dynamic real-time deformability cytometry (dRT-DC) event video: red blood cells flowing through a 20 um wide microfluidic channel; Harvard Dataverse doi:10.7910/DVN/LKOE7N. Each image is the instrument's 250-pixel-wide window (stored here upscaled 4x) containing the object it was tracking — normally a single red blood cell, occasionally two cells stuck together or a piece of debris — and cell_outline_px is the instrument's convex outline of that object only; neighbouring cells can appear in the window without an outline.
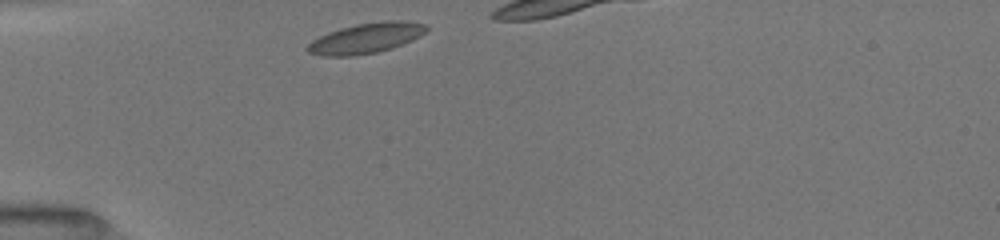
{"species": "common noctule bat (a hibernating species)", "species_latin": "Nyctalus noctula", "temperature_condition": "room temperature", "stored_images_in_passage": 9, "camera_frame_rate_fps": 3000, "um_per_image_px": 0.085, "animal": {"sex": "female", "body_mass_g": 19.5, "forearm_length_mm": 54.1}, "frame": {"image": 1, "passage_image": 1, "time_ms": 0.0, "image_size_px": [1000, 240], "cell_outline_px": [[428, 28], [420, 36], [412, 40], [392, 48], [376, 52], [352, 56], [324, 56], [308, 52], [304, 48], [312, 40], [328, 32], [340, 28], [356, 24], [384, 20], [404, 20], [428, 24]], "centroid_in_image_um": [31.12, 3.23], "position_along_channel_um": 53.9, "area_um2": 21.1}}
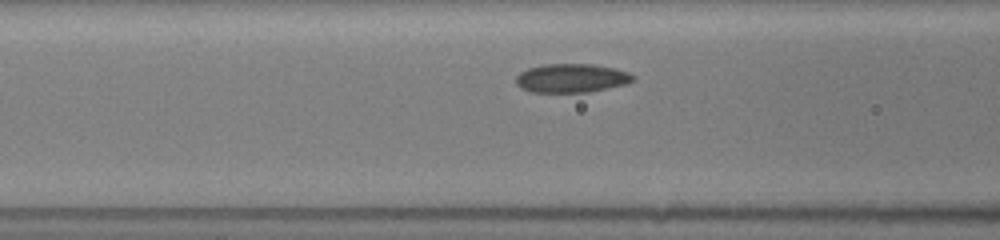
{"frame": {"image": 2, "passage_image": 7, "time_ms": 2.0, "image_size_px": [1000, 240], "cell_outline_px": [[636, 76], [628, 84], [588, 92], [532, 92], [520, 88], [516, 84], [516, 76], [520, 72], [528, 68], [544, 64], [592, 64], [616, 68], [628, 72]], "centroid_in_image_um": [48.58, 6.64], "position_along_channel_um": 118.0, "area_um2": 19.77}}